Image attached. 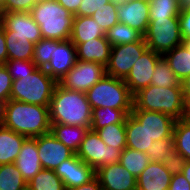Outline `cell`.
I'll use <instances>...</instances> for the list:
<instances>
[{"label":"cell","instance_id":"ac0fdd59","mask_svg":"<svg viewBox=\"0 0 190 190\" xmlns=\"http://www.w3.org/2000/svg\"><path fill=\"white\" fill-rule=\"evenodd\" d=\"M118 20L145 35L149 20V2L147 0H132L118 6Z\"/></svg>","mask_w":190,"mask_h":190},{"label":"cell","instance_id":"d590c367","mask_svg":"<svg viewBox=\"0 0 190 190\" xmlns=\"http://www.w3.org/2000/svg\"><path fill=\"white\" fill-rule=\"evenodd\" d=\"M149 20L162 18H178L180 14L179 0H150Z\"/></svg>","mask_w":190,"mask_h":190},{"label":"cell","instance_id":"91938a15","mask_svg":"<svg viewBox=\"0 0 190 190\" xmlns=\"http://www.w3.org/2000/svg\"><path fill=\"white\" fill-rule=\"evenodd\" d=\"M2 24V9L0 7V25Z\"/></svg>","mask_w":190,"mask_h":190},{"label":"cell","instance_id":"ab89813d","mask_svg":"<svg viewBox=\"0 0 190 190\" xmlns=\"http://www.w3.org/2000/svg\"><path fill=\"white\" fill-rule=\"evenodd\" d=\"M4 65L12 80L19 79V76L32 74L38 68L32 60H7Z\"/></svg>","mask_w":190,"mask_h":190},{"label":"cell","instance_id":"3957f363","mask_svg":"<svg viewBox=\"0 0 190 190\" xmlns=\"http://www.w3.org/2000/svg\"><path fill=\"white\" fill-rule=\"evenodd\" d=\"M185 98L182 85L157 87L150 84L133 95L132 110H147L183 119Z\"/></svg>","mask_w":190,"mask_h":190},{"label":"cell","instance_id":"ee69618b","mask_svg":"<svg viewBox=\"0 0 190 190\" xmlns=\"http://www.w3.org/2000/svg\"><path fill=\"white\" fill-rule=\"evenodd\" d=\"M112 0H82L74 16H92V14Z\"/></svg>","mask_w":190,"mask_h":190},{"label":"cell","instance_id":"e0dca14e","mask_svg":"<svg viewBox=\"0 0 190 190\" xmlns=\"http://www.w3.org/2000/svg\"><path fill=\"white\" fill-rule=\"evenodd\" d=\"M2 25L13 35H21L36 44L42 39L40 26L30 12H2Z\"/></svg>","mask_w":190,"mask_h":190},{"label":"cell","instance_id":"5b68a950","mask_svg":"<svg viewBox=\"0 0 190 190\" xmlns=\"http://www.w3.org/2000/svg\"><path fill=\"white\" fill-rule=\"evenodd\" d=\"M57 83L44 68H37L32 74L19 76V79L13 80L10 99L50 106Z\"/></svg>","mask_w":190,"mask_h":190},{"label":"cell","instance_id":"6f0895ef","mask_svg":"<svg viewBox=\"0 0 190 190\" xmlns=\"http://www.w3.org/2000/svg\"><path fill=\"white\" fill-rule=\"evenodd\" d=\"M183 44L188 48V50L190 51V39H188V40H185L184 42H183Z\"/></svg>","mask_w":190,"mask_h":190},{"label":"cell","instance_id":"4316f807","mask_svg":"<svg viewBox=\"0 0 190 190\" xmlns=\"http://www.w3.org/2000/svg\"><path fill=\"white\" fill-rule=\"evenodd\" d=\"M132 109H114L100 107L92 109V121L90 129L97 131L106 125L115 123H126V117L131 114Z\"/></svg>","mask_w":190,"mask_h":190},{"label":"cell","instance_id":"94428289","mask_svg":"<svg viewBox=\"0 0 190 190\" xmlns=\"http://www.w3.org/2000/svg\"><path fill=\"white\" fill-rule=\"evenodd\" d=\"M5 0H0V7L4 4Z\"/></svg>","mask_w":190,"mask_h":190},{"label":"cell","instance_id":"f6af8a7d","mask_svg":"<svg viewBox=\"0 0 190 190\" xmlns=\"http://www.w3.org/2000/svg\"><path fill=\"white\" fill-rule=\"evenodd\" d=\"M178 18L182 39L184 41L190 39V9L181 10Z\"/></svg>","mask_w":190,"mask_h":190},{"label":"cell","instance_id":"7c38bea8","mask_svg":"<svg viewBox=\"0 0 190 190\" xmlns=\"http://www.w3.org/2000/svg\"><path fill=\"white\" fill-rule=\"evenodd\" d=\"M43 169L54 170L60 163L75 153L56 139L51 132L34 138Z\"/></svg>","mask_w":190,"mask_h":190},{"label":"cell","instance_id":"30bf717a","mask_svg":"<svg viewBox=\"0 0 190 190\" xmlns=\"http://www.w3.org/2000/svg\"><path fill=\"white\" fill-rule=\"evenodd\" d=\"M147 48L144 37L138 42L112 46L106 74L125 79L133 64Z\"/></svg>","mask_w":190,"mask_h":190},{"label":"cell","instance_id":"c3c4849f","mask_svg":"<svg viewBox=\"0 0 190 190\" xmlns=\"http://www.w3.org/2000/svg\"><path fill=\"white\" fill-rule=\"evenodd\" d=\"M65 190H102L100 181L97 177L92 179L90 182L82 184L77 187L67 188Z\"/></svg>","mask_w":190,"mask_h":190},{"label":"cell","instance_id":"f907efd6","mask_svg":"<svg viewBox=\"0 0 190 190\" xmlns=\"http://www.w3.org/2000/svg\"><path fill=\"white\" fill-rule=\"evenodd\" d=\"M181 85L184 97H190V75L181 82Z\"/></svg>","mask_w":190,"mask_h":190},{"label":"cell","instance_id":"9a60e30c","mask_svg":"<svg viewBox=\"0 0 190 190\" xmlns=\"http://www.w3.org/2000/svg\"><path fill=\"white\" fill-rule=\"evenodd\" d=\"M102 190H136V177L119 162L96 170Z\"/></svg>","mask_w":190,"mask_h":190},{"label":"cell","instance_id":"74e56055","mask_svg":"<svg viewBox=\"0 0 190 190\" xmlns=\"http://www.w3.org/2000/svg\"><path fill=\"white\" fill-rule=\"evenodd\" d=\"M52 54V40L40 39L34 44V57L33 62L38 68H45L51 59Z\"/></svg>","mask_w":190,"mask_h":190},{"label":"cell","instance_id":"7402d4cb","mask_svg":"<svg viewBox=\"0 0 190 190\" xmlns=\"http://www.w3.org/2000/svg\"><path fill=\"white\" fill-rule=\"evenodd\" d=\"M104 36L105 31L92 16H74L70 40L75 46Z\"/></svg>","mask_w":190,"mask_h":190},{"label":"cell","instance_id":"8fae6325","mask_svg":"<svg viewBox=\"0 0 190 190\" xmlns=\"http://www.w3.org/2000/svg\"><path fill=\"white\" fill-rule=\"evenodd\" d=\"M161 57L162 55L147 48L133 64L130 73L124 79L132 95L151 84L155 65Z\"/></svg>","mask_w":190,"mask_h":190},{"label":"cell","instance_id":"cb8c5ba5","mask_svg":"<svg viewBox=\"0 0 190 190\" xmlns=\"http://www.w3.org/2000/svg\"><path fill=\"white\" fill-rule=\"evenodd\" d=\"M27 137L0 127V165L14 163Z\"/></svg>","mask_w":190,"mask_h":190},{"label":"cell","instance_id":"9c48e42d","mask_svg":"<svg viewBox=\"0 0 190 190\" xmlns=\"http://www.w3.org/2000/svg\"><path fill=\"white\" fill-rule=\"evenodd\" d=\"M106 74V67L95 62L77 60L58 83L69 90L86 93Z\"/></svg>","mask_w":190,"mask_h":190},{"label":"cell","instance_id":"f546056e","mask_svg":"<svg viewBox=\"0 0 190 190\" xmlns=\"http://www.w3.org/2000/svg\"><path fill=\"white\" fill-rule=\"evenodd\" d=\"M119 163L137 178L150 160L145 153L126 147L121 151Z\"/></svg>","mask_w":190,"mask_h":190},{"label":"cell","instance_id":"7bdbcfd3","mask_svg":"<svg viewBox=\"0 0 190 190\" xmlns=\"http://www.w3.org/2000/svg\"><path fill=\"white\" fill-rule=\"evenodd\" d=\"M12 78L5 65H0V99L8 101L12 90Z\"/></svg>","mask_w":190,"mask_h":190},{"label":"cell","instance_id":"816d5d0a","mask_svg":"<svg viewBox=\"0 0 190 190\" xmlns=\"http://www.w3.org/2000/svg\"><path fill=\"white\" fill-rule=\"evenodd\" d=\"M7 101L0 99V127L4 126Z\"/></svg>","mask_w":190,"mask_h":190},{"label":"cell","instance_id":"681fc988","mask_svg":"<svg viewBox=\"0 0 190 190\" xmlns=\"http://www.w3.org/2000/svg\"><path fill=\"white\" fill-rule=\"evenodd\" d=\"M56 1L72 14H75L78 11V8L82 2V0H56Z\"/></svg>","mask_w":190,"mask_h":190},{"label":"cell","instance_id":"8d00e7d4","mask_svg":"<svg viewBox=\"0 0 190 190\" xmlns=\"http://www.w3.org/2000/svg\"><path fill=\"white\" fill-rule=\"evenodd\" d=\"M118 5L112 0L96 10L92 17L99 26L106 32L119 22L117 14Z\"/></svg>","mask_w":190,"mask_h":190},{"label":"cell","instance_id":"52a82bcc","mask_svg":"<svg viewBox=\"0 0 190 190\" xmlns=\"http://www.w3.org/2000/svg\"><path fill=\"white\" fill-rule=\"evenodd\" d=\"M144 40L148 49L162 56L176 46L183 44L179 18L150 20Z\"/></svg>","mask_w":190,"mask_h":190},{"label":"cell","instance_id":"ba28073f","mask_svg":"<svg viewBox=\"0 0 190 190\" xmlns=\"http://www.w3.org/2000/svg\"><path fill=\"white\" fill-rule=\"evenodd\" d=\"M76 155L97 170L104 165L119 162L121 150L106 145L96 131L88 129Z\"/></svg>","mask_w":190,"mask_h":190},{"label":"cell","instance_id":"f5cc1de1","mask_svg":"<svg viewBox=\"0 0 190 190\" xmlns=\"http://www.w3.org/2000/svg\"><path fill=\"white\" fill-rule=\"evenodd\" d=\"M185 104H184V115L183 119L190 122V97H184Z\"/></svg>","mask_w":190,"mask_h":190},{"label":"cell","instance_id":"ffe728a7","mask_svg":"<svg viewBox=\"0 0 190 190\" xmlns=\"http://www.w3.org/2000/svg\"><path fill=\"white\" fill-rule=\"evenodd\" d=\"M14 164L27 183L43 169L38 155L37 142L34 138H27L24 141Z\"/></svg>","mask_w":190,"mask_h":190},{"label":"cell","instance_id":"4fadbf2b","mask_svg":"<svg viewBox=\"0 0 190 190\" xmlns=\"http://www.w3.org/2000/svg\"><path fill=\"white\" fill-rule=\"evenodd\" d=\"M77 61L76 46L71 40H52V54L45 71L57 82L74 66Z\"/></svg>","mask_w":190,"mask_h":190},{"label":"cell","instance_id":"83f0119b","mask_svg":"<svg viewBox=\"0 0 190 190\" xmlns=\"http://www.w3.org/2000/svg\"><path fill=\"white\" fill-rule=\"evenodd\" d=\"M163 57L180 82L190 75V51L184 44L176 46Z\"/></svg>","mask_w":190,"mask_h":190},{"label":"cell","instance_id":"44dd1931","mask_svg":"<svg viewBox=\"0 0 190 190\" xmlns=\"http://www.w3.org/2000/svg\"><path fill=\"white\" fill-rule=\"evenodd\" d=\"M109 41L104 37L94 38L76 46L77 60L95 62L107 66L111 54Z\"/></svg>","mask_w":190,"mask_h":190},{"label":"cell","instance_id":"2e32d148","mask_svg":"<svg viewBox=\"0 0 190 190\" xmlns=\"http://www.w3.org/2000/svg\"><path fill=\"white\" fill-rule=\"evenodd\" d=\"M131 114L144 125L154 141L173 138V128L176 120L169 115L147 110H132Z\"/></svg>","mask_w":190,"mask_h":190},{"label":"cell","instance_id":"d6a6232c","mask_svg":"<svg viewBox=\"0 0 190 190\" xmlns=\"http://www.w3.org/2000/svg\"><path fill=\"white\" fill-rule=\"evenodd\" d=\"M96 132L106 145L119 148L121 151L126 148L125 123L106 125Z\"/></svg>","mask_w":190,"mask_h":190},{"label":"cell","instance_id":"f1b7e54d","mask_svg":"<svg viewBox=\"0 0 190 190\" xmlns=\"http://www.w3.org/2000/svg\"><path fill=\"white\" fill-rule=\"evenodd\" d=\"M143 37L139 31L120 22L105 32V38L109 41L111 46L138 42Z\"/></svg>","mask_w":190,"mask_h":190},{"label":"cell","instance_id":"b9f144b4","mask_svg":"<svg viewBox=\"0 0 190 190\" xmlns=\"http://www.w3.org/2000/svg\"><path fill=\"white\" fill-rule=\"evenodd\" d=\"M39 0H5L2 12H30Z\"/></svg>","mask_w":190,"mask_h":190},{"label":"cell","instance_id":"5bb4252c","mask_svg":"<svg viewBox=\"0 0 190 190\" xmlns=\"http://www.w3.org/2000/svg\"><path fill=\"white\" fill-rule=\"evenodd\" d=\"M54 171L64 183L65 189L88 183L96 177V170L76 154L60 163Z\"/></svg>","mask_w":190,"mask_h":190},{"label":"cell","instance_id":"7a4b0ae2","mask_svg":"<svg viewBox=\"0 0 190 190\" xmlns=\"http://www.w3.org/2000/svg\"><path fill=\"white\" fill-rule=\"evenodd\" d=\"M4 127L27 138L50 132L49 106L29 104L9 99L6 104Z\"/></svg>","mask_w":190,"mask_h":190},{"label":"cell","instance_id":"6da1fadb","mask_svg":"<svg viewBox=\"0 0 190 190\" xmlns=\"http://www.w3.org/2000/svg\"><path fill=\"white\" fill-rule=\"evenodd\" d=\"M50 122L91 127L92 108L84 92L55 86L49 106Z\"/></svg>","mask_w":190,"mask_h":190},{"label":"cell","instance_id":"db71d44e","mask_svg":"<svg viewBox=\"0 0 190 190\" xmlns=\"http://www.w3.org/2000/svg\"><path fill=\"white\" fill-rule=\"evenodd\" d=\"M182 174L190 183V161H186L184 164V168L182 169Z\"/></svg>","mask_w":190,"mask_h":190},{"label":"cell","instance_id":"11a10c76","mask_svg":"<svg viewBox=\"0 0 190 190\" xmlns=\"http://www.w3.org/2000/svg\"><path fill=\"white\" fill-rule=\"evenodd\" d=\"M179 9L189 10L190 9V0H179Z\"/></svg>","mask_w":190,"mask_h":190},{"label":"cell","instance_id":"f35d334b","mask_svg":"<svg viewBox=\"0 0 190 190\" xmlns=\"http://www.w3.org/2000/svg\"><path fill=\"white\" fill-rule=\"evenodd\" d=\"M174 146V138H165L153 141L152 146L146 150L145 154L150 162H163L167 152Z\"/></svg>","mask_w":190,"mask_h":190},{"label":"cell","instance_id":"277c9868","mask_svg":"<svg viewBox=\"0 0 190 190\" xmlns=\"http://www.w3.org/2000/svg\"><path fill=\"white\" fill-rule=\"evenodd\" d=\"M33 20L40 26L43 39L69 40L74 14L56 0L38 1L30 11Z\"/></svg>","mask_w":190,"mask_h":190},{"label":"cell","instance_id":"d6986e66","mask_svg":"<svg viewBox=\"0 0 190 190\" xmlns=\"http://www.w3.org/2000/svg\"><path fill=\"white\" fill-rule=\"evenodd\" d=\"M171 179L162 162H150L136 178V190H168Z\"/></svg>","mask_w":190,"mask_h":190},{"label":"cell","instance_id":"60d3db41","mask_svg":"<svg viewBox=\"0 0 190 190\" xmlns=\"http://www.w3.org/2000/svg\"><path fill=\"white\" fill-rule=\"evenodd\" d=\"M185 162V158L179 152H177L175 146H173L168 150L167 155L162 163L164 164L165 168L172 175H174L182 173Z\"/></svg>","mask_w":190,"mask_h":190},{"label":"cell","instance_id":"484cf974","mask_svg":"<svg viewBox=\"0 0 190 190\" xmlns=\"http://www.w3.org/2000/svg\"><path fill=\"white\" fill-rule=\"evenodd\" d=\"M8 60H33L34 43L21 35H13L4 27Z\"/></svg>","mask_w":190,"mask_h":190},{"label":"cell","instance_id":"4dcf8cb0","mask_svg":"<svg viewBox=\"0 0 190 190\" xmlns=\"http://www.w3.org/2000/svg\"><path fill=\"white\" fill-rule=\"evenodd\" d=\"M27 185L31 190H65L64 183L54 170L42 169Z\"/></svg>","mask_w":190,"mask_h":190},{"label":"cell","instance_id":"bcb514c9","mask_svg":"<svg viewBox=\"0 0 190 190\" xmlns=\"http://www.w3.org/2000/svg\"><path fill=\"white\" fill-rule=\"evenodd\" d=\"M168 190H190V183L182 173L174 174Z\"/></svg>","mask_w":190,"mask_h":190},{"label":"cell","instance_id":"e575fe53","mask_svg":"<svg viewBox=\"0 0 190 190\" xmlns=\"http://www.w3.org/2000/svg\"><path fill=\"white\" fill-rule=\"evenodd\" d=\"M27 182L14 163L0 165V190H20Z\"/></svg>","mask_w":190,"mask_h":190},{"label":"cell","instance_id":"680465c9","mask_svg":"<svg viewBox=\"0 0 190 190\" xmlns=\"http://www.w3.org/2000/svg\"><path fill=\"white\" fill-rule=\"evenodd\" d=\"M20 190H31L30 187L28 185H25L23 188H21Z\"/></svg>","mask_w":190,"mask_h":190},{"label":"cell","instance_id":"8992f818","mask_svg":"<svg viewBox=\"0 0 190 190\" xmlns=\"http://www.w3.org/2000/svg\"><path fill=\"white\" fill-rule=\"evenodd\" d=\"M91 108L109 107L114 109H132L133 95L124 79L105 74L87 92Z\"/></svg>","mask_w":190,"mask_h":190},{"label":"cell","instance_id":"1f68e13d","mask_svg":"<svg viewBox=\"0 0 190 190\" xmlns=\"http://www.w3.org/2000/svg\"><path fill=\"white\" fill-rule=\"evenodd\" d=\"M174 146L186 161H190V122L184 119L175 121L173 128Z\"/></svg>","mask_w":190,"mask_h":190},{"label":"cell","instance_id":"836d02e7","mask_svg":"<svg viewBox=\"0 0 190 190\" xmlns=\"http://www.w3.org/2000/svg\"><path fill=\"white\" fill-rule=\"evenodd\" d=\"M154 74L152 75L151 84L157 87H173L181 85L168 62L162 56L156 63Z\"/></svg>","mask_w":190,"mask_h":190},{"label":"cell","instance_id":"7dc6e473","mask_svg":"<svg viewBox=\"0 0 190 190\" xmlns=\"http://www.w3.org/2000/svg\"><path fill=\"white\" fill-rule=\"evenodd\" d=\"M8 60V53L6 49V40L4 34V26L0 25V65H4Z\"/></svg>","mask_w":190,"mask_h":190},{"label":"cell","instance_id":"603a6c76","mask_svg":"<svg viewBox=\"0 0 190 190\" xmlns=\"http://www.w3.org/2000/svg\"><path fill=\"white\" fill-rule=\"evenodd\" d=\"M125 132L126 147L145 153L152 146L154 140L132 114L126 117Z\"/></svg>","mask_w":190,"mask_h":190},{"label":"cell","instance_id":"d4e9b609","mask_svg":"<svg viewBox=\"0 0 190 190\" xmlns=\"http://www.w3.org/2000/svg\"><path fill=\"white\" fill-rule=\"evenodd\" d=\"M88 129L90 127L51 123L50 132L76 154Z\"/></svg>","mask_w":190,"mask_h":190},{"label":"cell","instance_id":"9f6ffc18","mask_svg":"<svg viewBox=\"0 0 190 190\" xmlns=\"http://www.w3.org/2000/svg\"><path fill=\"white\" fill-rule=\"evenodd\" d=\"M118 6L122 4H126L132 0H113Z\"/></svg>","mask_w":190,"mask_h":190}]
</instances>
